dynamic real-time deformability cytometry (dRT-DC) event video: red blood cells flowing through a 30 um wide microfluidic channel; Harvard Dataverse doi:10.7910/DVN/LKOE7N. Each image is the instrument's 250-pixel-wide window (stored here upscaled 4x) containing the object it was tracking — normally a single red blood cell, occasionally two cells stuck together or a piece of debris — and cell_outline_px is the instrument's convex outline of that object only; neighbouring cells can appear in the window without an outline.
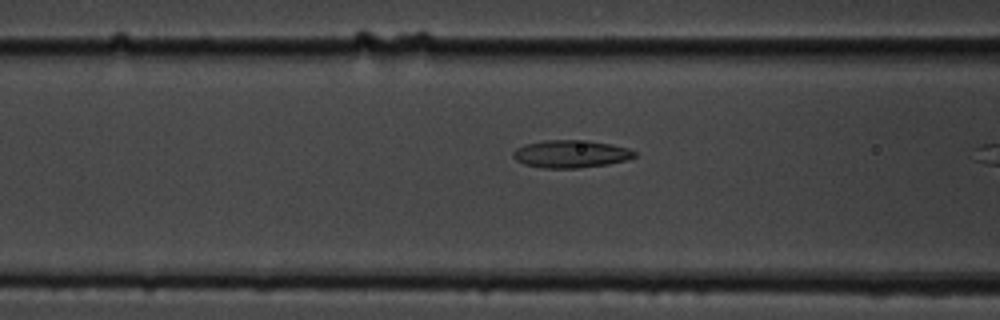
{"species": "common noctule bat (a hibernating species)", "species_latin": "Nyctalus noctula", "temperature_condition": "cold", "stored_images_in_passage": 23, "camera_frame_rate_fps": 3000, "um_per_image_px": 0.085, "animal": {"sex": "male", "body_mass_g": 19.5, "forearm_length_mm": 54.6}, "frame": {"image": 1, "passage_image": 17, "time_ms": 5.333, "image_size_px": [1000, 320], "cell_outline_px": [[636, 156], [624, 160], [608, 164], [576, 168], [544, 168], [524, 164], [516, 160], [512, 156], [512, 152], [516, 148], [524, 144], [544, 140], [588, 140], [612, 144], [628, 148], [636, 152]], "centroid_in_image_um": [48.49, 13.07], "position_along_channel_um": 118.1, "area_um2": 19.59}}
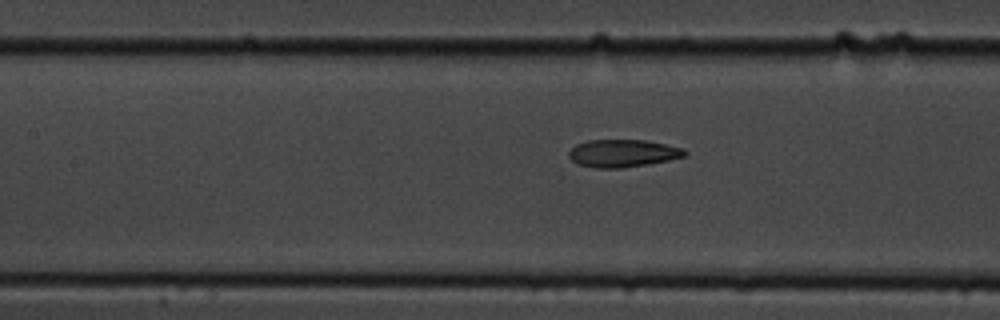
{"frame": {"image": 2, "passage_image": 20, "time_ms": 6.333, "image_size_px": [1000, 320], "cell_outline_px": [[688, 152], [684, 156], [668, 160], [648, 164], [620, 168], [596, 168], [576, 164], [568, 156], [568, 152], [576, 144], [588, 140], [644, 140], [684, 148]], "centroid_in_image_um": [52.91, 13.03], "position_along_channel_um": 154.5, "area_um2": 18.61}}